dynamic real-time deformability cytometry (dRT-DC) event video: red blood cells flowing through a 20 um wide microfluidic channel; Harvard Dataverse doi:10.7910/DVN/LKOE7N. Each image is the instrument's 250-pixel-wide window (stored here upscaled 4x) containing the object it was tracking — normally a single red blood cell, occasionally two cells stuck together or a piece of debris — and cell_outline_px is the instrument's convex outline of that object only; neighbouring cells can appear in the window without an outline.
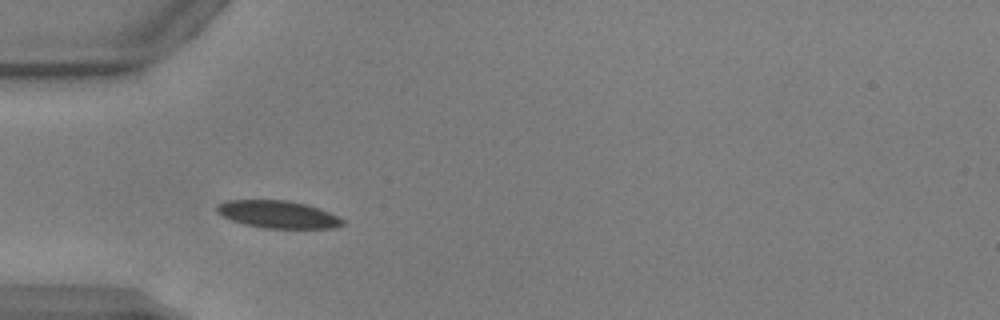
{"species": "common noctule bat (a hibernating species)", "species_latin": "Nyctalus noctula", "temperature_condition": "warm", "stored_images_in_passage": 36, "camera_frame_rate_fps": 3000, "um_per_image_px": 0.085, "animal": {"sex": "male", "body_mass_g": 17.9, "forearm_length_mm": 54.2}, "frame": {"image": 1, "passage_image": 1, "time_ms": 0.0, "image_size_px": [1000, 320], "cell_outline_px": [[344, 224], [332, 228], [264, 228], [244, 224], [232, 220], [216, 212], [216, 204], [224, 200], [288, 200], [308, 204], [328, 212], [344, 220]], "centroid_in_image_um": [23.59, 18.21], "position_along_channel_um": 61.4, "area_um2": 20.11}}
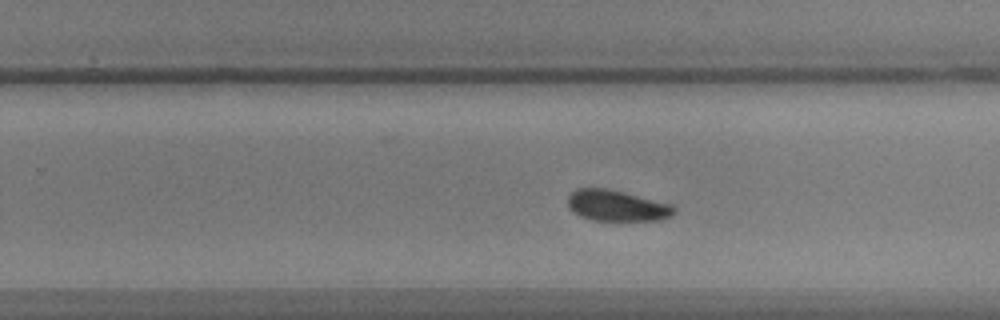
{"frame": {"image": 2, "passage_image": 18, "time_ms": 5.667, "image_size_px": [1000, 320], "cell_outline_px": [[676, 212], [672, 216], [660, 220], [596, 220], [580, 216], [568, 204], [568, 196], [576, 188], [608, 188], [672, 204], [676, 208]], "centroid_in_image_um": [52.48, 17.47], "position_along_channel_um": 277.3, "area_um2": 19.07}}
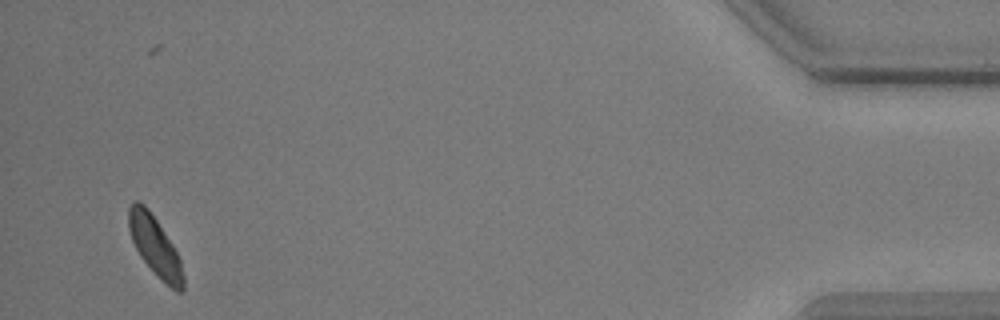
{"frame": {"image": 3, "passage_image": 35, "time_ms": 11.333, "image_size_px": [1000, 320], "cell_outline_px": [[184, 288], [180, 292], [176, 292], [140, 256], [132, 240], [128, 228], [128, 208], [136, 200], [144, 204], [148, 208], [172, 244], [180, 260], [184, 276]], "centroid_in_image_um": [13.16, 20.88], "position_along_channel_um": 422.0, "area_um2": 18.26}, "authors_computed_cell_mechanics": {"area_um2": 19.8832, "velocity_mm_per_s": 3.867, "shape_relaxation_time_tau1_ms": 3.0283, "shape_relaxation_time_tau2_ms": null, "deformation_change_tau1": 0.082, "deformation_change_tau2": null}}